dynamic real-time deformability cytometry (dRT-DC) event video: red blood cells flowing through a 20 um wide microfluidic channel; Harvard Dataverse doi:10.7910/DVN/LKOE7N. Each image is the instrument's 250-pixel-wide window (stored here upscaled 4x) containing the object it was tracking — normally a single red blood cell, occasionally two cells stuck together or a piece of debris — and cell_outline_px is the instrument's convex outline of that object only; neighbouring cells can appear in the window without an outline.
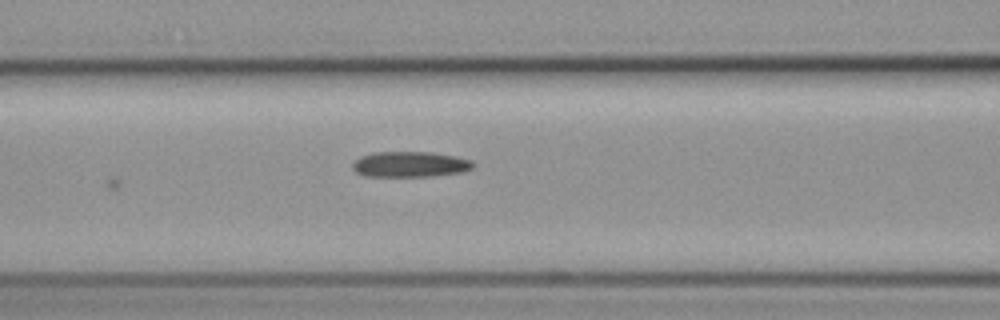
{"species": "common noctule bat (a hibernating species)", "species_latin": "Nyctalus noctula", "temperature_condition": "cold", "stored_images_in_passage": 7, "camera_frame_rate_fps": 3000, "um_per_image_px": 0.085, "animal": {"sex": "female", "body_mass_g": 19.3, "forearm_length_mm": 54.1}, "frame": {"image": 1, "passage_image": 7, "time_ms": 8.0, "image_size_px": [1000, 320], "cell_outline_px": [[476, 164], [472, 168], [460, 172], [432, 176], [364, 176], [356, 172], [352, 168], [352, 164], [360, 156], [372, 152], [432, 152], [456, 156], [472, 160]], "centroid_in_image_um": [34.85, 13.96], "position_along_channel_um": 131.7, "area_um2": 18.03}}